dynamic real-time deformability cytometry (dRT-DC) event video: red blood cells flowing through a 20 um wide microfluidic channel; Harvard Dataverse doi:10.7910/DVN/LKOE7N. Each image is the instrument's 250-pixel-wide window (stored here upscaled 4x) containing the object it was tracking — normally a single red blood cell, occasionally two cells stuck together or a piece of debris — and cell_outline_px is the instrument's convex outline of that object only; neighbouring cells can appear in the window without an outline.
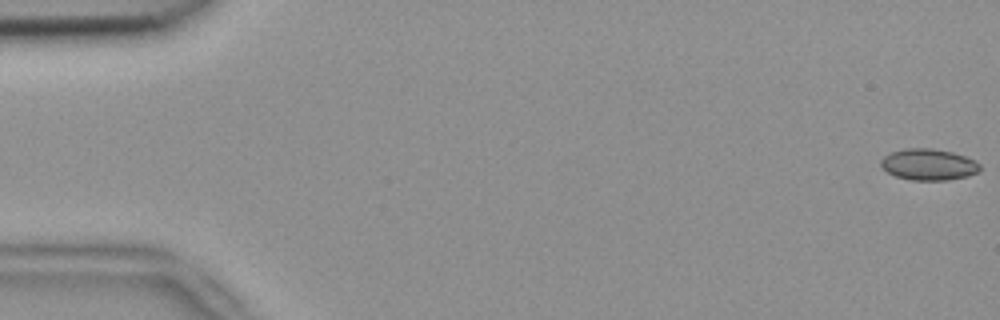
{"species": "common noctule bat (a hibernating species)", "species_latin": "Nyctalus noctula", "temperature_condition": "room temperature", "stored_images_in_passage": 9, "camera_frame_rate_fps": 3000, "um_per_image_px": 0.085, "animal": {"sex": "female", "body_mass_g": 18.4}, "frame": {"image": 1, "passage_image": 1, "time_ms": 0.0, "image_size_px": [1000, 320], "cell_outline_px": [[980, 168], [976, 172], [968, 176], [944, 180], [912, 180], [896, 176], [888, 172], [880, 164], [880, 160], [884, 156], [892, 152], [908, 148], [932, 148], [952, 152], [964, 156], [980, 164]], "centroid_in_image_um": [78.91, 13.98], "position_along_channel_um": 6.1, "area_um2": 17.8}}